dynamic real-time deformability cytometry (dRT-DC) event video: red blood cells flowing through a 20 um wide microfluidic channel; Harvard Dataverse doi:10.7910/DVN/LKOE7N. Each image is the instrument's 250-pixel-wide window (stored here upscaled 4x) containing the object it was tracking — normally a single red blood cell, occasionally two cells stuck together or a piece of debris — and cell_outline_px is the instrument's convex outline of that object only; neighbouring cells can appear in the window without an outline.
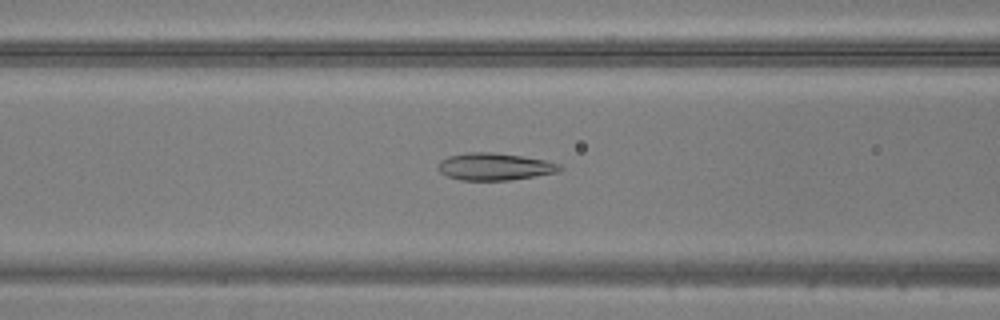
{"species": "common noctule bat (a hibernating species)", "species_latin": "Nyctalus noctula", "temperature_condition": "warm", "stored_images_in_passage": 35, "camera_frame_rate_fps": 3000, "um_per_image_px": 0.085, "animal": {"sex": "male", "body_mass_g": 20.5, "forearm_length_mm": 52.5}, "frame": {"image": 1, "passage_image": 7, "time_ms": 2.0, "image_size_px": [1000, 320], "cell_outline_px": [[564, 168], [560, 172], [508, 180], [460, 180], [448, 176], [440, 172], [436, 168], [436, 164], [440, 160], [448, 156], [468, 152], [492, 152], [524, 156], [544, 160], [560, 164]], "centroid_in_image_um": [42.03, 14.15], "position_along_channel_um": 124.6, "area_um2": 19.48}}
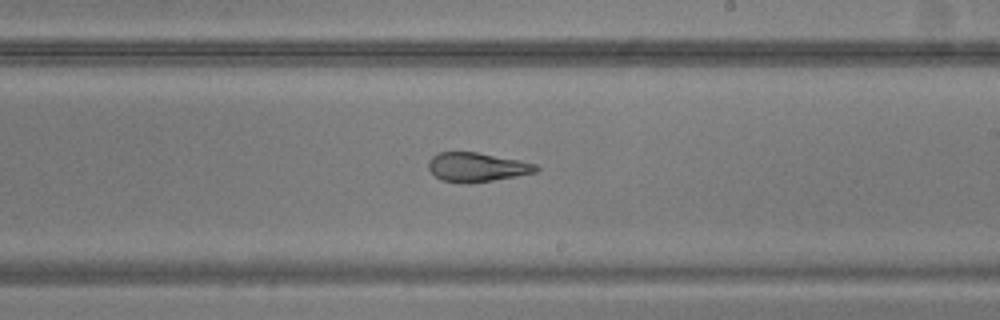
{"frame": {"image": 2, "passage_image": 16, "time_ms": 5.0, "image_size_px": [1000, 320], "cell_outline_px": [[540, 168], [536, 172], [516, 176], [492, 180], [440, 180], [428, 168], [428, 160], [432, 156], [440, 152], [476, 152], [520, 160], [536, 164]], "centroid_in_image_um": [40.56, 14.16], "position_along_channel_um": 248.4, "area_um2": 17.51}}
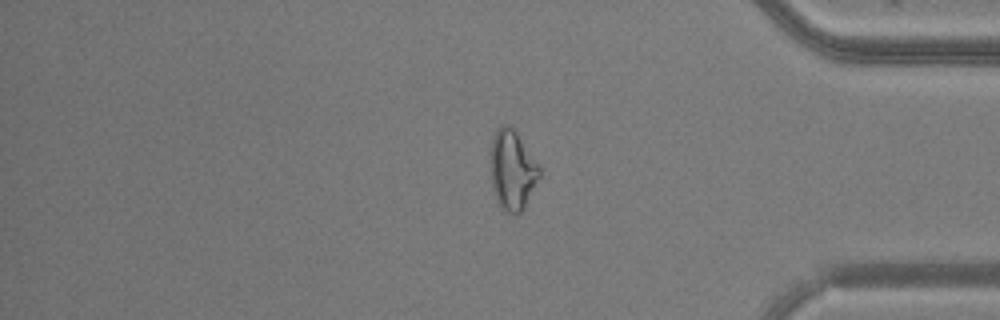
{"frame": {"image": 3, "passage_image": 28, "time_ms": 9.0, "image_size_px": [1000, 320], "cell_outline_px": [[540, 176], [524, 208], [516, 216], [504, 212], [496, 200], [492, 188], [492, 140], [496, 128], [500, 124], [508, 124], [516, 132], [540, 164]], "centroid_in_image_um": [43.57, 14.47], "position_along_channel_um": 391.6, "area_um2": 22.77}}